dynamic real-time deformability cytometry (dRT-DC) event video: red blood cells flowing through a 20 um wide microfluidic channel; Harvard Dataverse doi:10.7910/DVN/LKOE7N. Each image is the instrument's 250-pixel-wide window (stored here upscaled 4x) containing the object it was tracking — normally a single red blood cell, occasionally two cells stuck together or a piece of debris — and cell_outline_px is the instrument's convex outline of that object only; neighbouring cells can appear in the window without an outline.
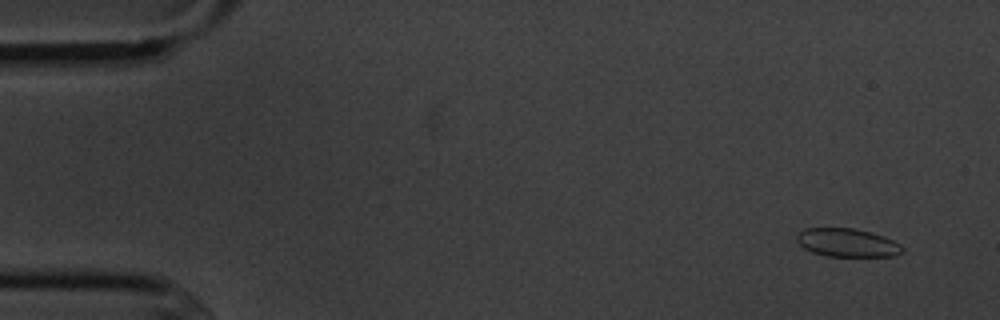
{"species": "common noctule bat (a hibernating species)", "species_latin": "Nyctalus noctula", "temperature_condition": "cold", "stored_images_in_passage": 5, "camera_frame_rate_fps": 3000, "um_per_image_px": 0.085, "animal": {"sex": "male", "body_mass_g": 20.1, "forearm_length_mm": 53.5}, "frame": {"image": 1, "passage_image": 1, "time_ms": 0.0, "image_size_px": [1000, 320], "cell_outline_px": [[904, 252], [892, 256], [828, 256], [812, 252], [804, 248], [796, 240], [796, 236], [804, 228], [856, 228], [872, 232], [884, 236], [900, 244], [904, 248]], "centroid_in_image_um": [72.03, 20.62], "position_along_channel_um": 13.0, "area_um2": 17.51}}
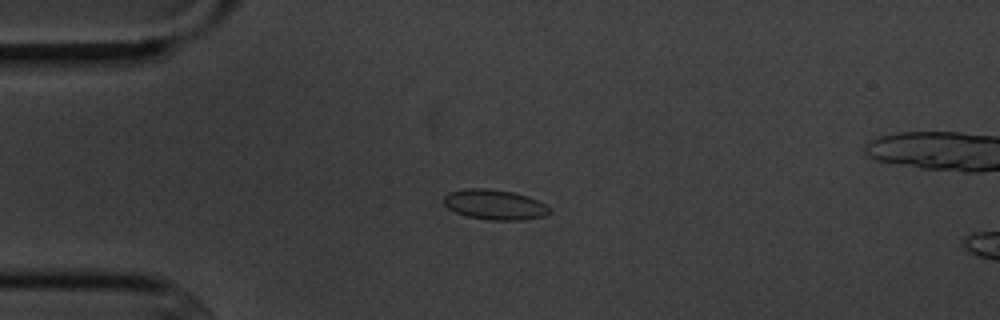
{"frame": {"image": 2, "passage_image": 4, "time_ms": 3.333, "image_size_px": [1000, 320], "cell_outline_px": [[548, 212], [544, 216], [524, 220], [492, 220], [464, 216], [448, 208], [444, 204], [444, 196], [448, 192], [468, 188], [484, 188], [512, 192], [528, 196], [544, 204], [548, 208]], "centroid_in_image_um": [42.0, 17.39], "position_along_channel_um": 43.0, "area_um2": 18.38}}